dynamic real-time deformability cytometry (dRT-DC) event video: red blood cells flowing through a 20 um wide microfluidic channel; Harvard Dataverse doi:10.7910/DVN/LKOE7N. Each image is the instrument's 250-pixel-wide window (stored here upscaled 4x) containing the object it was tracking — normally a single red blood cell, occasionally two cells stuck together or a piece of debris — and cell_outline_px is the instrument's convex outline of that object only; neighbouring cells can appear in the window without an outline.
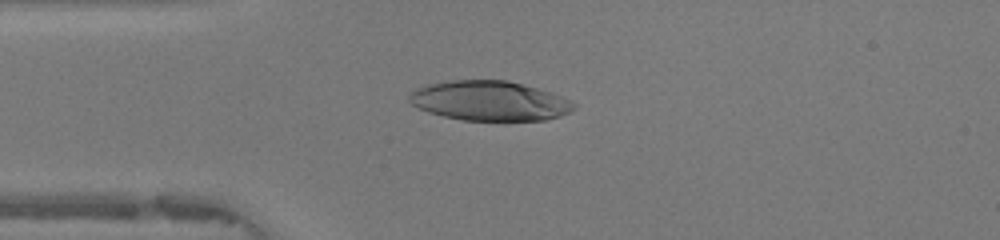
{"species": "human", "species_latin": "Homo sapiens", "temperature_condition": "warm", "stored_images_in_passage": 47, "camera_frame_rate_fps": 3000, "um_per_image_px": 0.085, "donor": {"sex": "female"}, "frame": {"image": 1, "passage_image": 11, "time_ms": 3.333, "image_size_px": [1000, 240], "cell_outline_px": [[576, 108], [560, 116], [544, 120], [500, 124], [464, 120], [444, 116], [428, 112], [412, 104], [408, 100], [408, 96], [416, 88], [428, 84], [448, 80], [508, 80], [552, 92], [576, 104]], "centroid_in_image_um": [41.64, 8.61], "position_along_channel_um": 43.4, "area_um2": 39.13}}
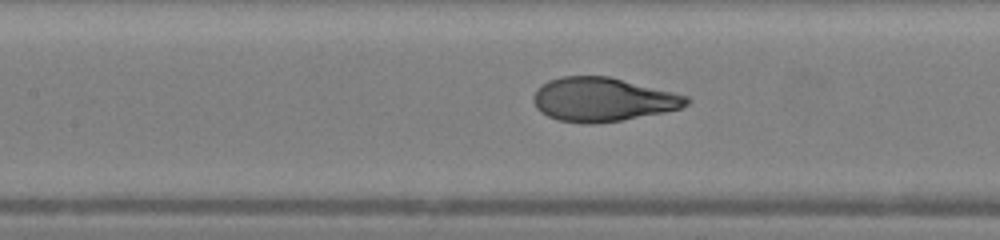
{"frame": {"image": 2, "passage_image": 20, "time_ms": 6.333, "image_size_px": [1000, 240], "cell_outline_px": [[692, 100], [688, 104], [680, 108], [664, 112], [620, 120], [592, 124], [584, 124], [556, 120], [540, 112], [536, 108], [532, 100], [532, 96], [536, 88], [548, 80], [560, 76], [608, 76], [688, 96]], "centroid_in_image_um": [51.17, 8.46], "position_along_channel_um": 156.2, "area_um2": 39.19}}
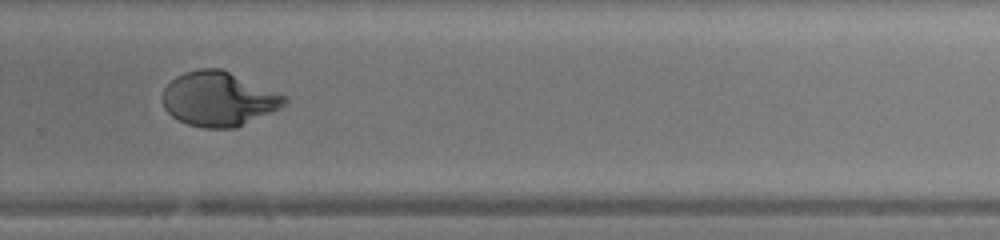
{"frame": {"image": 3, "passage_image": 31, "time_ms": 10.0, "image_size_px": [1000, 240], "cell_outline_px": [[288, 100], [280, 108], [236, 128], [204, 128], [188, 124], [172, 116], [164, 108], [164, 88], [176, 76], [184, 72], [200, 68], [220, 68], [288, 96]], "centroid_in_image_um": [18.6, 8.41], "position_along_channel_um": 311.2, "area_um2": 38.44}, "authors_computed_cell_mechanics": {"area_um2": 39.3618, "velocity_mm_per_s": 4.2443, "shape_relaxation_time_tau1_ms": 5.2415, "shape_relaxation_time_tau2_ms": null, "deformation_change_tau1": 0.3217, "deformation_change_tau2": null}}